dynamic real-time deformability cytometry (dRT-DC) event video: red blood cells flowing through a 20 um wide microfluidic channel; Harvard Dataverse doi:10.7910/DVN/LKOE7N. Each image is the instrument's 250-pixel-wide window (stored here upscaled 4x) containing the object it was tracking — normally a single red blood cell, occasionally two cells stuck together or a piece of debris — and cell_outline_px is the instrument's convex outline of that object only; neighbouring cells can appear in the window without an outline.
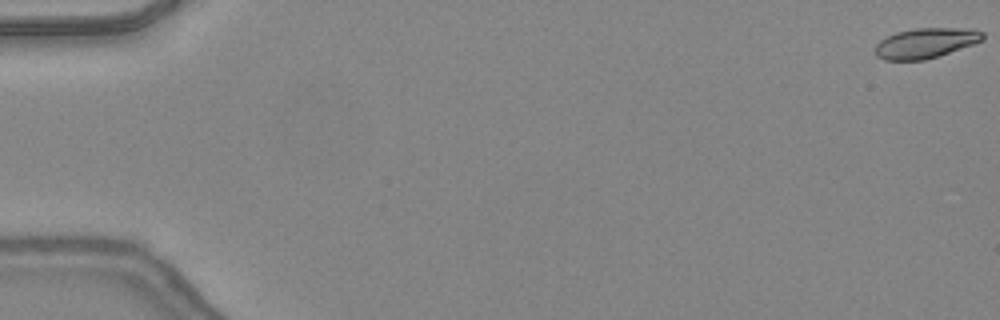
{"species": "common noctule bat (a hibernating species)", "species_latin": "Nyctalus noctula", "temperature_condition": "warm", "stored_images_in_passage": 48, "camera_frame_rate_fps": 3000, "um_per_image_px": 0.085, "animal": {"sex": "female", "body_mass_g": 24.6, "forearm_length_mm": 56.2}, "frame": {"image": 1, "passage_image": 1, "time_ms": 0.0, "image_size_px": [1000, 320], "cell_outline_px": [[984, 40], [924, 60], [884, 60], [876, 56], [876, 44], [880, 40], [896, 32], [916, 28], [972, 28], [984, 32]], "centroid_in_image_um": [78.68, 3.64], "position_along_channel_um": 6.3, "area_um2": 18.73}}
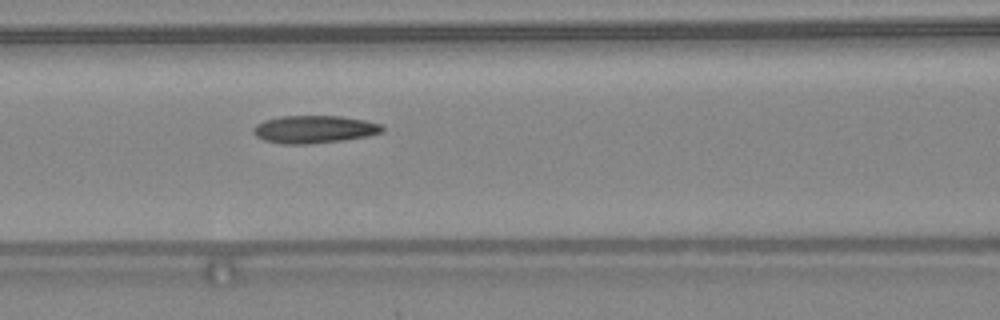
{"frame": {"image": 2, "passage_image": 22, "time_ms": 7.0, "image_size_px": [1000, 320], "cell_outline_px": [[384, 132], [368, 136], [344, 140], [312, 144], [284, 144], [264, 140], [256, 136], [252, 132], [252, 128], [256, 124], [264, 120], [280, 116], [340, 116], [364, 120], [380, 124], [384, 128]], "centroid_in_image_um": [26.69, 10.99], "position_along_channel_um": 139.9, "area_um2": 20.92}}
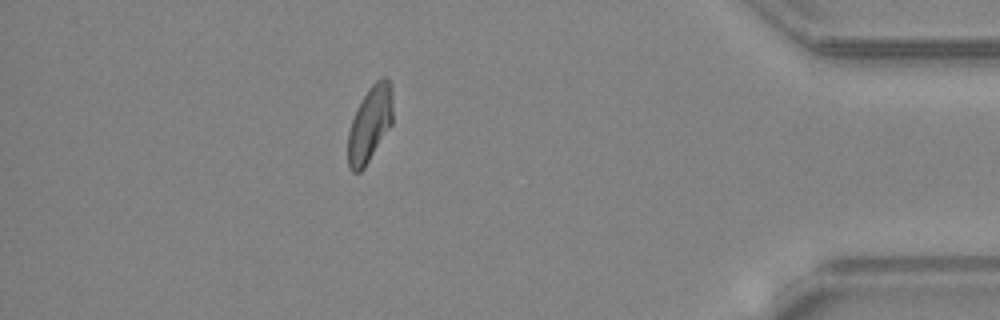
{"frame": {"image": 3, "passage_image": 43, "time_ms": 14.0, "image_size_px": [1000, 320], "cell_outline_px": [[392, 124], [364, 168], [360, 172], [352, 172], [348, 168], [348, 132], [352, 120], [368, 88], [376, 80], [384, 76], [388, 76], [392, 84]], "centroid_in_image_um": [31.45, 10.52], "position_along_channel_um": 403.7, "area_um2": 19.77}, "authors_computed_cell_mechanics": {"area_um2": 19.941, "velocity_mm_per_s": 4.386, "shape_relaxation_time_tau1_ms": 8.6878, "shape_relaxation_time_tau2_ms": 3.2162, "deformation_change_tau1": 0.2474, "deformation_change_tau2": 0.1066}}